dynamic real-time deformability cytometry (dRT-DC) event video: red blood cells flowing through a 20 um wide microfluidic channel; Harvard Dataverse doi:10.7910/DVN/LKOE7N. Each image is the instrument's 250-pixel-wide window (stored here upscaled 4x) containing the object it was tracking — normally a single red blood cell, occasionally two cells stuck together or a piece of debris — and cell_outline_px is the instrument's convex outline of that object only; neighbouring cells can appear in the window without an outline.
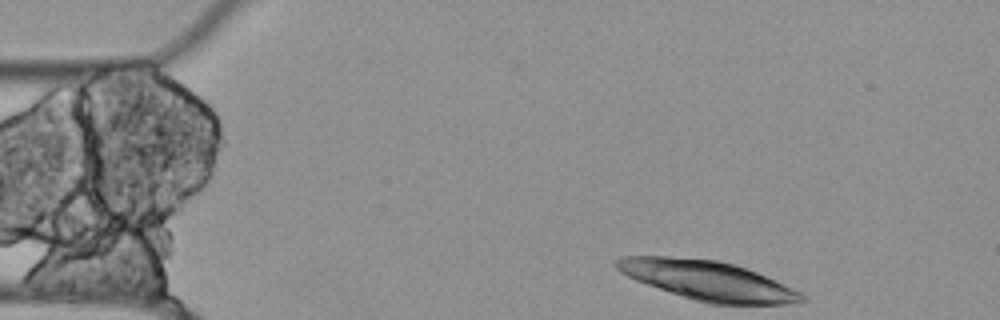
{"species": "Egyptian fruit bat (a non-hibernating species)", "species_latin": "Rousettus aegyptiacus", "temperature_condition": "cold", "stored_images_in_passage": 12, "camera_frame_rate_fps": 3000, "um_per_image_px": 0.085, "animal": {"sex": "female"}, "frame": {"image": 1, "passage_image": 1, "time_ms": 0.0, "image_size_px": [1000, 320], "cell_outline_px": [[804, 300], [784, 304], [708, 304], [636, 280], [620, 272], [616, 268], [616, 260], [620, 256], [668, 256], [716, 260], [732, 264], [756, 272], [800, 292], [804, 296]], "centroid_in_image_um": [60.12, 23.83], "position_along_channel_um": 24.9, "area_um2": 41.56}}
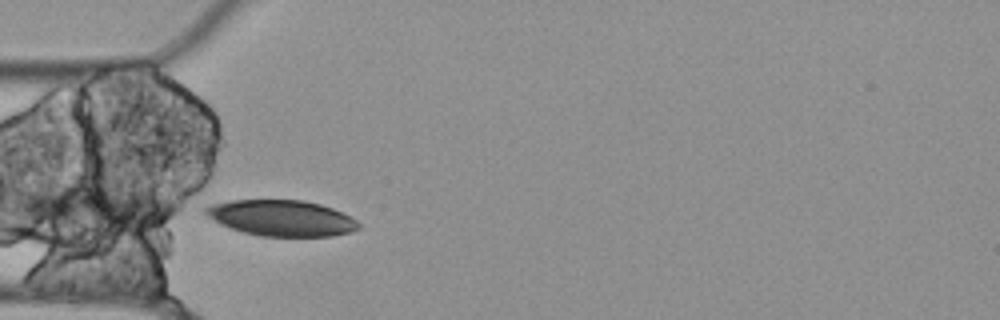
{"frame": {"image": 2, "passage_image": 10, "time_ms": 3.0, "image_size_px": [1000, 320], "cell_outline_px": [[360, 228], [352, 232], [332, 236], [260, 236], [244, 232], [220, 224], [212, 220], [200, 212], [200, 208], [208, 204], [232, 200], [304, 200], [320, 204], [332, 208], [356, 220], [360, 224]], "centroid_in_image_um": [23.85, 18.52], "position_along_channel_um": 61.1, "area_um2": 32.31}}